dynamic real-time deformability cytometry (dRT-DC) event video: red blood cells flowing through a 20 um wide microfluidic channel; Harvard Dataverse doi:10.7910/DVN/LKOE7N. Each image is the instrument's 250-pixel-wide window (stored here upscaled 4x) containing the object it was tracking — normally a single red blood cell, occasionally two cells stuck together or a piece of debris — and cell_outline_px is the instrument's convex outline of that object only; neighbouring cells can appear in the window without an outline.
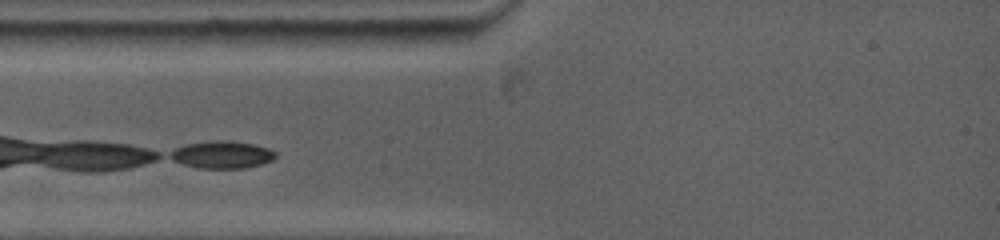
{"species": "common noctule bat (a hibernating species)", "species_latin": "Nyctalus noctula", "temperature_condition": "warm", "stored_images_in_passage": 2, "camera_frame_rate_fps": 5000, "um_per_image_px": 0.085, "animal": {"sex": "female", "body_mass_g": 19.0, "forearm_length_mm": 53.3}, "frame": {"image": 1, "passage_image": 1, "time_ms": 0.0, "image_size_px": [1000, 240], "cell_outline_px": [[276, 156], [272, 160], [260, 164], [244, 168], [196, 168], [184, 164], [168, 156], [172, 152], [180, 148], [192, 144], [248, 144], [264, 148], [272, 152]], "centroid_in_image_um": [18.88, 13.24], "position_along_channel_um": 66.1, "area_um2": 14.91}}